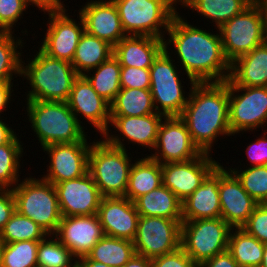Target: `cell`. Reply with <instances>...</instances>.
Segmentation results:
<instances>
[{"mask_svg": "<svg viewBox=\"0 0 267 267\" xmlns=\"http://www.w3.org/2000/svg\"><path fill=\"white\" fill-rule=\"evenodd\" d=\"M167 32L170 39L164 40V48L174 46L190 84L225 82L229 78L231 64L224 55L220 33L193 27L178 12Z\"/></svg>", "mask_w": 267, "mask_h": 267, "instance_id": "cell-1", "label": "cell"}, {"mask_svg": "<svg viewBox=\"0 0 267 267\" xmlns=\"http://www.w3.org/2000/svg\"><path fill=\"white\" fill-rule=\"evenodd\" d=\"M189 91L180 118L186 124L193 143L201 152L210 154L215 138L232 135L229 127V78L225 82L195 83Z\"/></svg>", "mask_w": 267, "mask_h": 267, "instance_id": "cell-2", "label": "cell"}, {"mask_svg": "<svg viewBox=\"0 0 267 267\" xmlns=\"http://www.w3.org/2000/svg\"><path fill=\"white\" fill-rule=\"evenodd\" d=\"M102 137L91 145L88 172L103 197L125 196L133 163L118 136H110L108 129Z\"/></svg>", "mask_w": 267, "mask_h": 267, "instance_id": "cell-3", "label": "cell"}, {"mask_svg": "<svg viewBox=\"0 0 267 267\" xmlns=\"http://www.w3.org/2000/svg\"><path fill=\"white\" fill-rule=\"evenodd\" d=\"M21 76L30 82L27 100L67 102L74 80L79 76L71 62L49 57L39 49Z\"/></svg>", "mask_w": 267, "mask_h": 267, "instance_id": "cell-4", "label": "cell"}, {"mask_svg": "<svg viewBox=\"0 0 267 267\" xmlns=\"http://www.w3.org/2000/svg\"><path fill=\"white\" fill-rule=\"evenodd\" d=\"M27 112L42 148L55 143L87 142V134L67 102L27 100Z\"/></svg>", "mask_w": 267, "mask_h": 267, "instance_id": "cell-5", "label": "cell"}, {"mask_svg": "<svg viewBox=\"0 0 267 267\" xmlns=\"http://www.w3.org/2000/svg\"><path fill=\"white\" fill-rule=\"evenodd\" d=\"M11 190L15 210L37 223L52 238L62 218L55 186L43 178L29 177Z\"/></svg>", "mask_w": 267, "mask_h": 267, "instance_id": "cell-6", "label": "cell"}, {"mask_svg": "<svg viewBox=\"0 0 267 267\" xmlns=\"http://www.w3.org/2000/svg\"><path fill=\"white\" fill-rule=\"evenodd\" d=\"M112 1L117 8L122 28L127 36H151L165 39L161 29H165L167 33L177 13V8L174 6L179 0Z\"/></svg>", "mask_w": 267, "mask_h": 267, "instance_id": "cell-7", "label": "cell"}, {"mask_svg": "<svg viewBox=\"0 0 267 267\" xmlns=\"http://www.w3.org/2000/svg\"><path fill=\"white\" fill-rule=\"evenodd\" d=\"M231 230L221 217L182 221L180 247L200 266L228 250Z\"/></svg>", "mask_w": 267, "mask_h": 267, "instance_id": "cell-8", "label": "cell"}, {"mask_svg": "<svg viewBox=\"0 0 267 267\" xmlns=\"http://www.w3.org/2000/svg\"><path fill=\"white\" fill-rule=\"evenodd\" d=\"M218 30L224 55L230 64L267 41L263 12L256 1Z\"/></svg>", "mask_w": 267, "mask_h": 267, "instance_id": "cell-9", "label": "cell"}, {"mask_svg": "<svg viewBox=\"0 0 267 267\" xmlns=\"http://www.w3.org/2000/svg\"><path fill=\"white\" fill-rule=\"evenodd\" d=\"M168 49L164 48L149 68L154 107L157 113L165 117L180 116L189 98V95L185 98L176 63L173 65Z\"/></svg>", "mask_w": 267, "mask_h": 267, "instance_id": "cell-10", "label": "cell"}, {"mask_svg": "<svg viewBox=\"0 0 267 267\" xmlns=\"http://www.w3.org/2000/svg\"><path fill=\"white\" fill-rule=\"evenodd\" d=\"M181 223L158 216H139L135 253L153 259L171 253L180 247Z\"/></svg>", "mask_w": 267, "mask_h": 267, "instance_id": "cell-11", "label": "cell"}, {"mask_svg": "<svg viewBox=\"0 0 267 267\" xmlns=\"http://www.w3.org/2000/svg\"><path fill=\"white\" fill-rule=\"evenodd\" d=\"M243 92L237 95V92ZM236 93V94H235ZM267 124V87L236 86L229 79V127L232 135Z\"/></svg>", "mask_w": 267, "mask_h": 267, "instance_id": "cell-12", "label": "cell"}, {"mask_svg": "<svg viewBox=\"0 0 267 267\" xmlns=\"http://www.w3.org/2000/svg\"><path fill=\"white\" fill-rule=\"evenodd\" d=\"M66 10L65 7L43 10L49 14L50 22L39 49L49 57L72 62L79 39L85 30L82 17L79 15L80 23L76 24L65 13Z\"/></svg>", "mask_w": 267, "mask_h": 267, "instance_id": "cell-13", "label": "cell"}, {"mask_svg": "<svg viewBox=\"0 0 267 267\" xmlns=\"http://www.w3.org/2000/svg\"><path fill=\"white\" fill-rule=\"evenodd\" d=\"M154 149L157 152L149 157L160 164L189 161L202 153L193 143L188 128L180 116L164 117Z\"/></svg>", "mask_w": 267, "mask_h": 267, "instance_id": "cell-14", "label": "cell"}, {"mask_svg": "<svg viewBox=\"0 0 267 267\" xmlns=\"http://www.w3.org/2000/svg\"><path fill=\"white\" fill-rule=\"evenodd\" d=\"M210 155L202 152L197 158L189 161L161 164L162 184L183 202L219 164Z\"/></svg>", "mask_w": 267, "mask_h": 267, "instance_id": "cell-15", "label": "cell"}, {"mask_svg": "<svg viewBox=\"0 0 267 267\" xmlns=\"http://www.w3.org/2000/svg\"><path fill=\"white\" fill-rule=\"evenodd\" d=\"M91 145L87 142L55 143L42 148L50 157L47 174L42 178L53 185L82 177L88 172Z\"/></svg>", "mask_w": 267, "mask_h": 267, "instance_id": "cell-16", "label": "cell"}, {"mask_svg": "<svg viewBox=\"0 0 267 267\" xmlns=\"http://www.w3.org/2000/svg\"><path fill=\"white\" fill-rule=\"evenodd\" d=\"M54 236L78 261L90 253L104 232L97 214L62 216Z\"/></svg>", "mask_w": 267, "mask_h": 267, "instance_id": "cell-17", "label": "cell"}, {"mask_svg": "<svg viewBox=\"0 0 267 267\" xmlns=\"http://www.w3.org/2000/svg\"><path fill=\"white\" fill-rule=\"evenodd\" d=\"M54 186L62 216L97 214L103 196L89 172Z\"/></svg>", "mask_w": 267, "mask_h": 267, "instance_id": "cell-18", "label": "cell"}, {"mask_svg": "<svg viewBox=\"0 0 267 267\" xmlns=\"http://www.w3.org/2000/svg\"><path fill=\"white\" fill-rule=\"evenodd\" d=\"M220 217L232 228H241L259 204L243 188L240 180L231 170H225L219 163Z\"/></svg>", "mask_w": 267, "mask_h": 267, "instance_id": "cell-19", "label": "cell"}, {"mask_svg": "<svg viewBox=\"0 0 267 267\" xmlns=\"http://www.w3.org/2000/svg\"><path fill=\"white\" fill-rule=\"evenodd\" d=\"M97 215L104 235L134 240L139 220L134 202L125 196L103 197Z\"/></svg>", "mask_w": 267, "mask_h": 267, "instance_id": "cell-20", "label": "cell"}, {"mask_svg": "<svg viewBox=\"0 0 267 267\" xmlns=\"http://www.w3.org/2000/svg\"><path fill=\"white\" fill-rule=\"evenodd\" d=\"M67 104L76 118L82 115L101 135L108 130L110 103L98 95L83 75L74 80Z\"/></svg>", "mask_w": 267, "mask_h": 267, "instance_id": "cell-21", "label": "cell"}, {"mask_svg": "<svg viewBox=\"0 0 267 267\" xmlns=\"http://www.w3.org/2000/svg\"><path fill=\"white\" fill-rule=\"evenodd\" d=\"M84 30L113 47L126 37L117 8L112 0H91L79 10Z\"/></svg>", "mask_w": 267, "mask_h": 267, "instance_id": "cell-22", "label": "cell"}, {"mask_svg": "<svg viewBox=\"0 0 267 267\" xmlns=\"http://www.w3.org/2000/svg\"><path fill=\"white\" fill-rule=\"evenodd\" d=\"M220 215L218 164L202 184L182 202V221L218 218Z\"/></svg>", "mask_w": 267, "mask_h": 267, "instance_id": "cell-23", "label": "cell"}, {"mask_svg": "<svg viewBox=\"0 0 267 267\" xmlns=\"http://www.w3.org/2000/svg\"><path fill=\"white\" fill-rule=\"evenodd\" d=\"M164 40L151 36H126L113 47L121 67L150 68L164 49Z\"/></svg>", "mask_w": 267, "mask_h": 267, "instance_id": "cell-24", "label": "cell"}, {"mask_svg": "<svg viewBox=\"0 0 267 267\" xmlns=\"http://www.w3.org/2000/svg\"><path fill=\"white\" fill-rule=\"evenodd\" d=\"M229 79L236 86L267 87V41L232 62Z\"/></svg>", "mask_w": 267, "mask_h": 267, "instance_id": "cell-25", "label": "cell"}, {"mask_svg": "<svg viewBox=\"0 0 267 267\" xmlns=\"http://www.w3.org/2000/svg\"><path fill=\"white\" fill-rule=\"evenodd\" d=\"M164 117L159 113L145 116H111L110 123L130 143L154 149Z\"/></svg>", "mask_w": 267, "mask_h": 267, "instance_id": "cell-26", "label": "cell"}, {"mask_svg": "<svg viewBox=\"0 0 267 267\" xmlns=\"http://www.w3.org/2000/svg\"><path fill=\"white\" fill-rule=\"evenodd\" d=\"M134 204L139 216H158L182 223V202L163 184L138 197Z\"/></svg>", "mask_w": 267, "mask_h": 267, "instance_id": "cell-27", "label": "cell"}, {"mask_svg": "<svg viewBox=\"0 0 267 267\" xmlns=\"http://www.w3.org/2000/svg\"><path fill=\"white\" fill-rule=\"evenodd\" d=\"M162 185V169L158 161L149 156L132 164L125 197L134 202L138 197Z\"/></svg>", "mask_w": 267, "mask_h": 267, "instance_id": "cell-28", "label": "cell"}, {"mask_svg": "<svg viewBox=\"0 0 267 267\" xmlns=\"http://www.w3.org/2000/svg\"><path fill=\"white\" fill-rule=\"evenodd\" d=\"M112 55V45L84 31L79 39L71 64L78 75H83L97 68Z\"/></svg>", "mask_w": 267, "mask_h": 267, "instance_id": "cell-29", "label": "cell"}, {"mask_svg": "<svg viewBox=\"0 0 267 267\" xmlns=\"http://www.w3.org/2000/svg\"><path fill=\"white\" fill-rule=\"evenodd\" d=\"M255 0H179L183 6L197 11L220 28L234 16L241 14ZM217 25V26H216Z\"/></svg>", "mask_w": 267, "mask_h": 267, "instance_id": "cell-30", "label": "cell"}, {"mask_svg": "<svg viewBox=\"0 0 267 267\" xmlns=\"http://www.w3.org/2000/svg\"><path fill=\"white\" fill-rule=\"evenodd\" d=\"M157 113L150 89L121 88L110 103L111 116H145Z\"/></svg>", "mask_w": 267, "mask_h": 267, "instance_id": "cell-31", "label": "cell"}, {"mask_svg": "<svg viewBox=\"0 0 267 267\" xmlns=\"http://www.w3.org/2000/svg\"><path fill=\"white\" fill-rule=\"evenodd\" d=\"M235 232L233 233V230ZM232 232V233H231ZM229 235L228 251L239 267H260L264 243L249 235L242 228H232Z\"/></svg>", "mask_w": 267, "mask_h": 267, "instance_id": "cell-32", "label": "cell"}, {"mask_svg": "<svg viewBox=\"0 0 267 267\" xmlns=\"http://www.w3.org/2000/svg\"><path fill=\"white\" fill-rule=\"evenodd\" d=\"M135 254L133 241L104 235L87 255L110 267H121Z\"/></svg>", "mask_w": 267, "mask_h": 267, "instance_id": "cell-33", "label": "cell"}, {"mask_svg": "<svg viewBox=\"0 0 267 267\" xmlns=\"http://www.w3.org/2000/svg\"><path fill=\"white\" fill-rule=\"evenodd\" d=\"M120 70L121 65L118 60L112 55L107 61L101 63L94 70L93 74L90 72L83 76L88 80L93 89L99 96L111 103L117 93L120 91Z\"/></svg>", "mask_w": 267, "mask_h": 267, "instance_id": "cell-34", "label": "cell"}, {"mask_svg": "<svg viewBox=\"0 0 267 267\" xmlns=\"http://www.w3.org/2000/svg\"><path fill=\"white\" fill-rule=\"evenodd\" d=\"M49 234L37 223L28 217L19 214L16 210L0 231V239L4 243L19 241H42Z\"/></svg>", "mask_w": 267, "mask_h": 267, "instance_id": "cell-35", "label": "cell"}, {"mask_svg": "<svg viewBox=\"0 0 267 267\" xmlns=\"http://www.w3.org/2000/svg\"><path fill=\"white\" fill-rule=\"evenodd\" d=\"M20 143L21 141L15 135L7 144L0 146V189L11 190L20 180L18 179L21 161L19 158L23 154Z\"/></svg>", "mask_w": 267, "mask_h": 267, "instance_id": "cell-36", "label": "cell"}, {"mask_svg": "<svg viewBox=\"0 0 267 267\" xmlns=\"http://www.w3.org/2000/svg\"><path fill=\"white\" fill-rule=\"evenodd\" d=\"M14 37L13 32L0 33V82H11L13 73L21 75L24 62L20 59L22 55L17 49L23 47V40H15Z\"/></svg>", "mask_w": 267, "mask_h": 267, "instance_id": "cell-37", "label": "cell"}, {"mask_svg": "<svg viewBox=\"0 0 267 267\" xmlns=\"http://www.w3.org/2000/svg\"><path fill=\"white\" fill-rule=\"evenodd\" d=\"M40 241L4 243L1 267H37V250Z\"/></svg>", "mask_w": 267, "mask_h": 267, "instance_id": "cell-38", "label": "cell"}, {"mask_svg": "<svg viewBox=\"0 0 267 267\" xmlns=\"http://www.w3.org/2000/svg\"><path fill=\"white\" fill-rule=\"evenodd\" d=\"M39 242L37 250V267H74V256L54 235ZM49 240V241H48ZM73 264H72V262Z\"/></svg>", "mask_w": 267, "mask_h": 267, "instance_id": "cell-39", "label": "cell"}, {"mask_svg": "<svg viewBox=\"0 0 267 267\" xmlns=\"http://www.w3.org/2000/svg\"><path fill=\"white\" fill-rule=\"evenodd\" d=\"M230 170L240 180L243 188L259 204L267 201V166H250L244 171Z\"/></svg>", "mask_w": 267, "mask_h": 267, "instance_id": "cell-40", "label": "cell"}, {"mask_svg": "<svg viewBox=\"0 0 267 267\" xmlns=\"http://www.w3.org/2000/svg\"><path fill=\"white\" fill-rule=\"evenodd\" d=\"M30 3L28 0H0V26L6 32H12L13 25L21 19Z\"/></svg>", "mask_w": 267, "mask_h": 267, "instance_id": "cell-41", "label": "cell"}, {"mask_svg": "<svg viewBox=\"0 0 267 267\" xmlns=\"http://www.w3.org/2000/svg\"><path fill=\"white\" fill-rule=\"evenodd\" d=\"M241 228L261 243H267V205L258 204Z\"/></svg>", "mask_w": 267, "mask_h": 267, "instance_id": "cell-42", "label": "cell"}, {"mask_svg": "<svg viewBox=\"0 0 267 267\" xmlns=\"http://www.w3.org/2000/svg\"><path fill=\"white\" fill-rule=\"evenodd\" d=\"M121 88L150 89L149 68L121 67Z\"/></svg>", "mask_w": 267, "mask_h": 267, "instance_id": "cell-43", "label": "cell"}, {"mask_svg": "<svg viewBox=\"0 0 267 267\" xmlns=\"http://www.w3.org/2000/svg\"><path fill=\"white\" fill-rule=\"evenodd\" d=\"M152 267H196L191 257L179 247L177 250L151 259Z\"/></svg>", "mask_w": 267, "mask_h": 267, "instance_id": "cell-44", "label": "cell"}, {"mask_svg": "<svg viewBox=\"0 0 267 267\" xmlns=\"http://www.w3.org/2000/svg\"><path fill=\"white\" fill-rule=\"evenodd\" d=\"M267 133L265 132L262 138L257 139L256 142L250 143L247 146V156L252 162L251 166H265L267 165Z\"/></svg>", "mask_w": 267, "mask_h": 267, "instance_id": "cell-45", "label": "cell"}, {"mask_svg": "<svg viewBox=\"0 0 267 267\" xmlns=\"http://www.w3.org/2000/svg\"><path fill=\"white\" fill-rule=\"evenodd\" d=\"M15 212V199L10 189H0V231Z\"/></svg>", "mask_w": 267, "mask_h": 267, "instance_id": "cell-46", "label": "cell"}, {"mask_svg": "<svg viewBox=\"0 0 267 267\" xmlns=\"http://www.w3.org/2000/svg\"><path fill=\"white\" fill-rule=\"evenodd\" d=\"M200 267H239L232 254L226 250L205 261Z\"/></svg>", "mask_w": 267, "mask_h": 267, "instance_id": "cell-47", "label": "cell"}, {"mask_svg": "<svg viewBox=\"0 0 267 267\" xmlns=\"http://www.w3.org/2000/svg\"><path fill=\"white\" fill-rule=\"evenodd\" d=\"M12 82H0V113L3 112V110L6 111V107L9 101H11V93H12ZM1 116V115H0Z\"/></svg>", "mask_w": 267, "mask_h": 267, "instance_id": "cell-48", "label": "cell"}, {"mask_svg": "<svg viewBox=\"0 0 267 267\" xmlns=\"http://www.w3.org/2000/svg\"><path fill=\"white\" fill-rule=\"evenodd\" d=\"M121 267H152L151 259L135 253L132 258Z\"/></svg>", "mask_w": 267, "mask_h": 267, "instance_id": "cell-49", "label": "cell"}, {"mask_svg": "<svg viewBox=\"0 0 267 267\" xmlns=\"http://www.w3.org/2000/svg\"><path fill=\"white\" fill-rule=\"evenodd\" d=\"M15 135L16 132L0 119V146L7 144Z\"/></svg>", "mask_w": 267, "mask_h": 267, "instance_id": "cell-50", "label": "cell"}, {"mask_svg": "<svg viewBox=\"0 0 267 267\" xmlns=\"http://www.w3.org/2000/svg\"><path fill=\"white\" fill-rule=\"evenodd\" d=\"M82 267H110L98 261L91 260L88 256L82 257L77 261Z\"/></svg>", "mask_w": 267, "mask_h": 267, "instance_id": "cell-51", "label": "cell"}, {"mask_svg": "<svg viewBox=\"0 0 267 267\" xmlns=\"http://www.w3.org/2000/svg\"><path fill=\"white\" fill-rule=\"evenodd\" d=\"M262 9L264 16L265 33L267 38V0H255Z\"/></svg>", "mask_w": 267, "mask_h": 267, "instance_id": "cell-52", "label": "cell"}, {"mask_svg": "<svg viewBox=\"0 0 267 267\" xmlns=\"http://www.w3.org/2000/svg\"><path fill=\"white\" fill-rule=\"evenodd\" d=\"M31 2V4H34L38 8H41V10H47L50 9V0H28Z\"/></svg>", "mask_w": 267, "mask_h": 267, "instance_id": "cell-53", "label": "cell"}, {"mask_svg": "<svg viewBox=\"0 0 267 267\" xmlns=\"http://www.w3.org/2000/svg\"><path fill=\"white\" fill-rule=\"evenodd\" d=\"M61 0H50V9L52 8H64Z\"/></svg>", "mask_w": 267, "mask_h": 267, "instance_id": "cell-54", "label": "cell"}, {"mask_svg": "<svg viewBox=\"0 0 267 267\" xmlns=\"http://www.w3.org/2000/svg\"><path fill=\"white\" fill-rule=\"evenodd\" d=\"M260 267H267V243L264 244V253Z\"/></svg>", "mask_w": 267, "mask_h": 267, "instance_id": "cell-55", "label": "cell"}, {"mask_svg": "<svg viewBox=\"0 0 267 267\" xmlns=\"http://www.w3.org/2000/svg\"><path fill=\"white\" fill-rule=\"evenodd\" d=\"M3 246H4V242L0 239V267H1V259H2Z\"/></svg>", "mask_w": 267, "mask_h": 267, "instance_id": "cell-56", "label": "cell"}, {"mask_svg": "<svg viewBox=\"0 0 267 267\" xmlns=\"http://www.w3.org/2000/svg\"><path fill=\"white\" fill-rule=\"evenodd\" d=\"M6 31L0 26V33H5Z\"/></svg>", "mask_w": 267, "mask_h": 267, "instance_id": "cell-57", "label": "cell"}, {"mask_svg": "<svg viewBox=\"0 0 267 267\" xmlns=\"http://www.w3.org/2000/svg\"><path fill=\"white\" fill-rule=\"evenodd\" d=\"M74 267H82V266L77 262Z\"/></svg>", "mask_w": 267, "mask_h": 267, "instance_id": "cell-58", "label": "cell"}]
</instances>
